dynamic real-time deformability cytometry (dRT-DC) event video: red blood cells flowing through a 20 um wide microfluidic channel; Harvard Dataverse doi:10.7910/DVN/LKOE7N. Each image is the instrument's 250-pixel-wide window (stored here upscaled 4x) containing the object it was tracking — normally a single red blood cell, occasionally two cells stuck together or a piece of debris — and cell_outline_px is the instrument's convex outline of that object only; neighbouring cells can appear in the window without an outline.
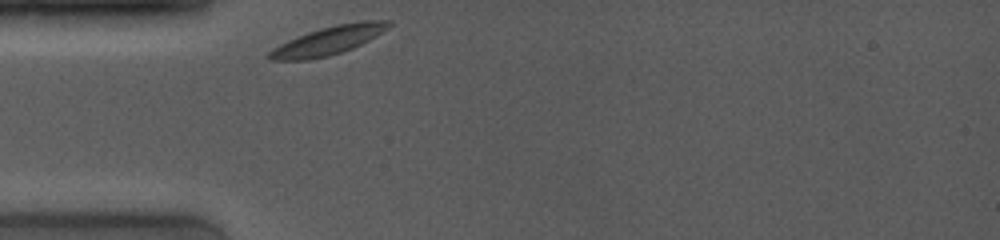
{"species": "common noctule bat (a hibernating species)", "species_latin": "Nyctalus noctula", "temperature_condition": "room temperature", "stored_images_in_passage": 40, "camera_frame_rate_fps": 4000, "um_per_image_px": 0.085, "animal": {"sex": "female", "body_mass_g": 19.0, "forearm_length_mm": 53.3}, "frame": {"image": 1, "passage_image": 1, "time_ms": 0.0, "image_size_px": [1000, 240], "cell_outline_px": [[392, 24], [388, 28], [376, 36], [352, 48], [328, 56], [308, 60], [268, 60], [264, 56], [272, 48], [288, 40], [308, 32], [320, 28], [336, 24], [364, 20], [392, 20]], "centroid_in_image_um": [27.88, 3.44], "position_along_channel_um": 57.1, "area_um2": 19.83}}
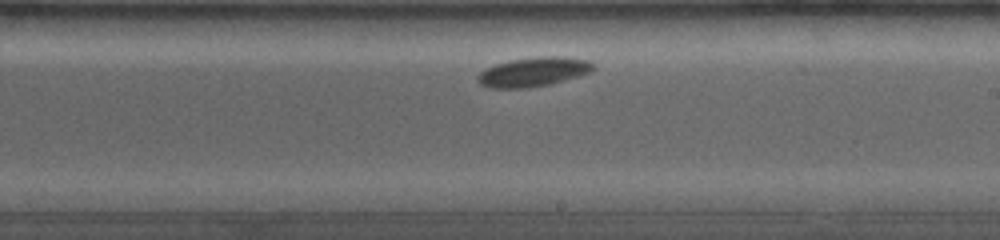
{"frame": {"image": 2, "passage_image": 22, "time_ms": 5.25, "image_size_px": [1000, 240], "cell_outline_px": [[596, 68], [592, 72], [580, 76], [548, 84], [524, 88], [488, 88], [480, 84], [476, 80], [476, 76], [484, 68], [496, 64], [512, 60], [544, 56], [560, 56], [588, 60]], "centroid_in_image_um": [45.32, 6.11], "position_along_channel_um": 243.7, "area_um2": 19.71}}
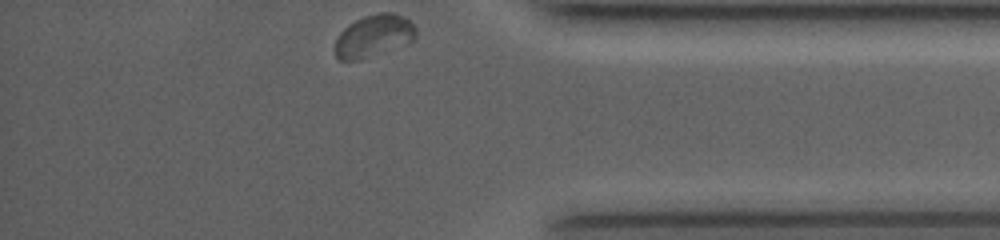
{"frame": {"image": 3, "passage_image": 40, "time_ms": 9.75, "image_size_px": [1000, 240], "cell_outline_px": [[416, 36], [408, 44], [360, 60], [340, 60], [336, 56], [332, 48], [340, 32], [348, 24], [364, 16], [376, 12], [392, 12], [404, 16], [416, 28]], "centroid_in_image_um": [31.75, 3.05], "position_along_channel_um": 403.5, "area_um2": 20.23}, "authors_computed_cell_mechanics": {"area_um2": 19.0451, "velocity_mm_per_s": 3.6525, "shape_relaxation_time_tau1_ms": 1.932, "shape_relaxation_time_tau2_ms": null, "deformation_change_tau1": 0.0798, "deformation_change_tau2": null}}